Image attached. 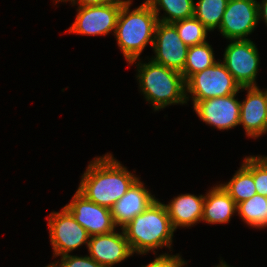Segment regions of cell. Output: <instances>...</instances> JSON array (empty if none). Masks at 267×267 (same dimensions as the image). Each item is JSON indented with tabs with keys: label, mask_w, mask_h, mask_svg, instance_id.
<instances>
[{
	"label": "cell",
	"mask_w": 267,
	"mask_h": 267,
	"mask_svg": "<svg viewBox=\"0 0 267 267\" xmlns=\"http://www.w3.org/2000/svg\"><path fill=\"white\" fill-rule=\"evenodd\" d=\"M137 179L108 153L90 161L77 191L87 200L110 209Z\"/></svg>",
	"instance_id": "cell-1"
},
{
	"label": "cell",
	"mask_w": 267,
	"mask_h": 267,
	"mask_svg": "<svg viewBox=\"0 0 267 267\" xmlns=\"http://www.w3.org/2000/svg\"><path fill=\"white\" fill-rule=\"evenodd\" d=\"M131 2L127 0L122 5L114 33L119 49L128 65L140 59L139 56L147 44L153 47L155 30L159 22L146 1L130 11Z\"/></svg>",
	"instance_id": "cell-2"
},
{
	"label": "cell",
	"mask_w": 267,
	"mask_h": 267,
	"mask_svg": "<svg viewBox=\"0 0 267 267\" xmlns=\"http://www.w3.org/2000/svg\"><path fill=\"white\" fill-rule=\"evenodd\" d=\"M126 239L131 250L137 254L164 246L171 248L175 232L164 203L154 201L144 212L134 217L124 228Z\"/></svg>",
	"instance_id": "cell-3"
},
{
	"label": "cell",
	"mask_w": 267,
	"mask_h": 267,
	"mask_svg": "<svg viewBox=\"0 0 267 267\" xmlns=\"http://www.w3.org/2000/svg\"><path fill=\"white\" fill-rule=\"evenodd\" d=\"M139 88L154 111L168 105L186 104V84L181 72L150 60L137 63Z\"/></svg>",
	"instance_id": "cell-4"
},
{
	"label": "cell",
	"mask_w": 267,
	"mask_h": 267,
	"mask_svg": "<svg viewBox=\"0 0 267 267\" xmlns=\"http://www.w3.org/2000/svg\"><path fill=\"white\" fill-rule=\"evenodd\" d=\"M216 61L212 66L193 74L186 82V100L189 95L193 102L216 97H224L240 91V85L234 80L224 63Z\"/></svg>",
	"instance_id": "cell-5"
},
{
	"label": "cell",
	"mask_w": 267,
	"mask_h": 267,
	"mask_svg": "<svg viewBox=\"0 0 267 267\" xmlns=\"http://www.w3.org/2000/svg\"><path fill=\"white\" fill-rule=\"evenodd\" d=\"M224 52L223 63L240 87L257 86L260 64L257 46L250 39L230 40Z\"/></svg>",
	"instance_id": "cell-6"
},
{
	"label": "cell",
	"mask_w": 267,
	"mask_h": 267,
	"mask_svg": "<svg viewBox=\"0 0 267 267\" xmlns=\"http://www.w3.org/2000/svg\"><path fill=\"white\" fill-rule=\"evenodd\" d=\"M47 218L54 257L69 254L83 244L88 245L90 235L65 206L60 212H51Z\"/></svg>",
	"instance_id": "cell-7"
},
{
	"label": "cell",
	"mask_w": 267,
	"mask_h": 267,
	"mask_svg": "<svg viewBox=\"0 0 267 267\" xmlns=\"http://www.w3.org/2000/svg\"><path fill=\"white\" fill-rule=\"evenodd\" d=\"M124 3L94 5L77 8V17L68 33L79 35H107L116 30L117 18Z\"/></svg>",
	"instance_id": "cell-8"
},
{
	"label": "cell",
	"mask_w": 267,
	"mask_h": 267,
	"mask_svg": "<svg viewBox=\"0 0 267 267\" xmlns=\"http://www.w3.org/2000/svg\"><path fill=\"white\" fill-rule=\"evenodd\" d=\"M258 23L257 0H228L219 31L227 40L248 39Z\"/></svg>",
	"instance_id": "cell-9"
},
{
	"label": "cell",
	"mask_w": 267,
	"mask_h": 267,
	"mask_svg": "<svg viewBox=\"0 0 267 267\" xmlns=\"http://www.w3.org/2000/svg\"><path fill=\"white\" fill-rule=\"evenodd\" d=\"M188 47L179 37L173 24L158 22L153 43L155 56L150 59L157 64L182 72Z\"/></svg>",
	"instance_id": "cell-10"
},
{
	"label": "cell",
	"mask_w": 267,
	"mask_h": 267,
	"mask_svg": "<svg viewBox=\"0 0 267 267\" xmlns=\"http://www.w3.org/2000/svg\"><path fill=\"white\" fill-rule=\"evenodd\" d=\"M238 93L192 102L194 111L203 122L214 128H235L240 121V101L235 98Z\"/></svg>",
	"instance_id": "cell-11"
},
{
	"label": "cell",
	"mask_w": 267,
	"mask_h": 267,
	"mask_svg": "<svg viewBox=\"0 0 267 267\" xmlns=\"http://www.w3.org/2000/svg\"><path fill=\"white\" fill-rule=\"evenodd\" d=\"M65 207L90 236L115 231L116 226L110 209L87 200L78 191Z\"/></svg>",
	"instance_id": "cell-12"
},
{
	"label": "cell",
	"mask_w": 267,
	"mask_h": 267,
	"mask_svg": "<svg viewBox=\"0 0 267 267\" xmlns=\"http://www.w3.org/2000/svg\"><path fill=\"white\" fill-rule=\"evenodd\" d=\"M87 248L89 256L103 267H113L133 255L123 229L90 236Z\"/></svg>",
	"instance_id": "cell-13"
},
{
	"label": "cell",
	"mask_w": 267,
	"mask_h": 267,
	"mask_svg": "<svg viewBox=\"0 0 267 267\" xmlns=\"http://www.w3.org/2000/svg\"><path fill=\"white\" fill-rule=\"evenodd\" d=\"M247 90V96L240 102V121L246 135L258 138L264 134L267 118V89L261 90L258 86L241 87Z\"/></svg>",
	"instance_id": "cell-14"
},
{
	"label": "cell",
	"mask_w": 267,
	"mask_h": 267,
	"mask_svg": "<svg viewBox=\"0 0 267 267\" xmlns=\"http://www.w3.org/2000/svg\"><path fill=\"white\" fill-rule=\"evenodd\" d=\"M157 199L138 178L110 208L115 226L123 229L137 215L144 212Z\"/></svg>",
	"instance_id": "cell-15"
},
{
	"label": "cell",
	"mask_w": 267,
	"mask_h": 267,
	"mask_svg": "<svg viewBox=\"0 0 267 267\" xmlns=\"http://www.w3.org/2000/svg\"><path fill=\"white\" fill-rule=\"evenodd\" d=\"M205 195L181 194L170 203L164 204L171 224L176 231L178 227H191L202 221Z\"/></svg>",
	"instance_id": "cell-16"
},
{
	"label": "cell",
	"mask_w": 267,
	"mask_h": 267,
	"mask_svg": "<svg viewBox=\"0 0 267 267\" xmlns=\"http://www.w3.org/2000/svg\"><path fill=\"white\" fill-rule=\"evenodd\" d=\"M237 204L219 184L206 192L202 221L208 224L228 223L237 212Z\"/></svg>",
	"instance_id": "cell-17"
},
{
	"label": "cell",
	"mask_w": 267,
	"mask_h": 267,
	"mask_svg": "<svg viewBox=\"0 0 267 267\" xmlns=\"http://www.w3.org/2000/svg\"><path fill=\"white\" fill-rule=\"evenodd\" d=\"M146 2L151 6L158 21L162 23L173 24L194 16V0H146ZM160 10L166 12L162 18L159 16Z\"/></svg>",
	"instance_id": "cell-18"
},
{
	"label": "cell",
	"mask_w": 267,
	"mask_h": 267,
	"mask_svg": "<svg viewBox=\"0 0 267 267\" xmlns=\"http://www.w3.org/2000/svg\"><path fill=\"white\" fill-rule=\"evenodd\" d=\"M236 209L247 225L258 229L267 227V197L256 193L250 199L238 203Z\"/></svg>",
	"instance_id": "cell-19"
},
{
	"label": "cell",
	"mask_w": 267,
	"mask_h": 267,
	"mask_svg": "<svg viewBox=\"0 0 267 267\" xmlns=\"http://www.w3.org/2000/svg\"><path fill=\"white\" fill-rule=\"evenodd\" d=\"M236 204L253 197L257 192L252 172L242 164L232 179L220 184Z\"/></svg>",
	"instance_id": "cell-20"
},
{
	"label": "cell",
	"mask_w": 267,
	"mask_h": 267,
	"mask_svg": "<svg viewBox=\"0 0 267 267\" xmlns=\"http://www.w3.org/2000/svg\"><path fill=\"white\" fill-rule=\"evenodd\" d=\"M213 48L208 42L189 46L181 74L185 82L193 75L216 63Z\"/></svg>",
	"instance_id": "cell-21"
},
{
	"label": "cell",
	"mask_w": 267,
	"mask_h": 267,
	"mask_svg": "<svg viewBox=\"0 0 267 267\" xmlns=\"http://www.w3.org/2000/svg\"><path fill=\"white\" fill-rule=\"evenodd\" d=\"M197 3V4H196ZM228 0H198L194 2V17L209 30L220 27Z\"/></svg>",
	"instance_id": "cell-22"
},
{
	"label": "cell",
	"mask_w": 267,
	"mask_h": 267,
	"mask_svg": "<svg viewBox=\"0 0 267 267\" xmlns=\"http://www.w3.org/2000/svg\"><path fill=\"white\" fill-rule=\"evenodd\" d=\"M173 25L176 27L179 37L187 46L200 45L207 42V33L210 31L194 16L177 21Z\"/></svg>",
	"instance_id": "cell-23"
},
{
	"label": "cell",
	"mask_w": 267,
	"mask_h": 267,
	"mask_svg": "<svg viewBox=\"0 0 267 267\" xmlns=\"http://www.w3.org/2000/svg\"><path fill=\"white\" fill-rule=\"evenodd\" d=\"M243 164L253 174L257 194L267 197V156H246Z\"/></svg>",
	"instance_id": "cell-24"
},
{
	"label": "cell",
	"mask_w": 267,
	"mask_h": 267,
	"mask_svg": "<svg viewBox=\"0 0 267 267\" xmlns=\"http://www.w3.org/2000/svg\"><path fill=\"white\" fill-rule=\"evenodd\" d=\"M53 264L55 267H103L88 255L79 257L66 254L61 256L60 262L58 260Z\"/></svg>",
	"instance_id": "cell-25"
},
{
	"label": "cell",
	"mask_w": 267,
	"mask_h": 267,
	"mask_svg": "<svg viewBox=\"0 0 267 267\" xmlns=\"http://www.w3.org/2000/svg\"><path fill=\"white\" fill-rule=\"evenodd\" d=\"M180 256L181 255L179 254H160L151 263L141 267H179L183 262H185Z\"/></svg>",
	"instance_id": "cell-26"
},
{
	"label": "cell",
	"mask_w": 267,
	"mask_h": 267,
	"mask_svg": "<svg viewBox=\"0 0 267 267\" xmlns=\"http://www.w3.org/2000/svg\"><path fill=\"white\" fill-rule=\"evenodd\" d=\"M126 1L127 0H70L72 5L78 4V7L125 3Z\"/></svg>",
	"instance_id": "cell-27"
},
{
	"label": "cell",
	"mask_w": 267,
	"mask_h": 267,
	"mask_svg": "<svg viewBox=\"0 0 267 267\" xmlns=\"http://www.w3.org/2000/svg\"><path fill=\"white\" fill-rule=\"evenodd\" d=\"M257 8H258V19L261 21V19H264V22L267 26V0H262L261 2H257Z\"/></svg>",
	"instance_id": "cell-28"
},
{
	"label": "cell",
	"mask_w": 267,
	"mask_h": 267,
	"mask_svg": "<svg viewBox=\"0 0 267 267\" xmlns=\"http://www.w3.org/2000/svg\"><path fill=\"white\" fill-rule=\"evenodd\" d=\"M215 267H230L229 265L226 264V262H223V260L220 261V264L215 266Z\"/></svg>",
	"instance_id": "cell-29"
},
{
	"label": "cell",
	"mask_w": 267,
	"mask_h": 267,
	"mask_svg": "<svg viewBox=\"0 0 267 267\" xmlns=\"http://www.w3.org/2000/svg\"><path fill=\"white\" fill-rule=\"evenodd\" d=\"M56 1H57V2H56ZM64 1H65V2L67 1V2H68V1H70V0H55L56 3H58V2H64Z\"/></svg>",
	"instance_id": "cell-30"
},
{
	"label": "cell",
	"mask_w": 267,
	"mask_h": 267,
	"mask_svg": "<svg viewBox=\"0 0 267 267\" xmlns=\"http://www.w3.org/2000/svg\"><path fill=\"white\" fill-rule=\"evenodd\" d=\"M267 132V118H266V125H265V130H264V134Z\"/></svg>",
	"instance_id": "cell-31"
},
{
	"label": "cell",
	"mask_w": 267,
	"mask_h": 267,
	"mask_svg": "<svg viewBox=\"0 0 267 267\" xmlns=\"http://www.w3.org/2000/svg\"><path fill=\"white\" fill-rule=\"evenodd\" d=\"M45 267H55V265L52 263L48 264V266H45Z\"/></svg>",
	"instance_id": "cell-32"
},
{
	"label": "cell",
	"mask_w": 267,
	"mask_h": 267,
	"mask_svg": "<svg viewBox=\"0 0 267 267\" xmlns=\"http://www.w3.org/2000/svg\"><path fill=\"white\" fill-rule=\"evenodd\" d=\"M185 264H187L186 263V261L185 262H183L179 267H184L185 266Z\"/></svg>",
	"instance_id": "cell-33"
}]
</instances>
